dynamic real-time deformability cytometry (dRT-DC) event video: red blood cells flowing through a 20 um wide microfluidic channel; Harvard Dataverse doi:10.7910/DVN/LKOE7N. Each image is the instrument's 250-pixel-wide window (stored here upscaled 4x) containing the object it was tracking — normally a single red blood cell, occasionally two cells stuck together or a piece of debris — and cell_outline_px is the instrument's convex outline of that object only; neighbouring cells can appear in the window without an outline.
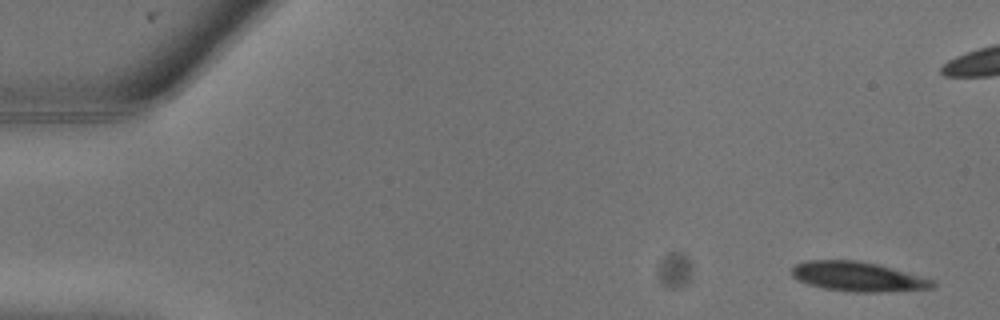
{"species": "common noctule bat (a hibernating species)", "species_latin": "Nyctalus noctula", "temperature_condition": "warm", "stored_images_in_passage": 10, "camera_frame_rate_fps": 3000, "um_per_image_px": 0.085, "animal": {"sex": "male", "body_mass_g": 13.3}, "frame": {"image": 1, "passage_image": 1, "time_ms": 0.0, "image_size_px": [1000, 320], "cell_outline_px": [[936, 284], [932, 288], [880, 292], [852, 292], [824, 288], [808, 284], [792, 276], [792, 268], [796, 264], [804, 260], [860, 260], [892, 268], [936, 280]], "centroid_in_image_um": [72.92, 23.5], "position_along_channel_um": 12.1, "area_um2": 24.22}}
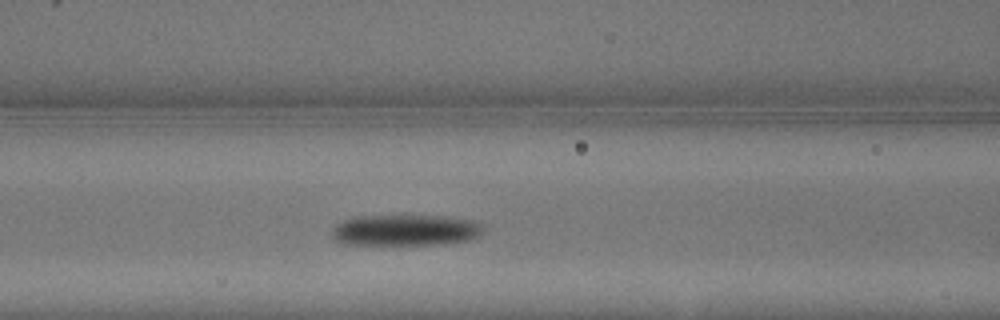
{"frame": {"image": 2, "passage_image": 10, "time_ms": 3.0, "image_size_px": [1000, 320], "cell_outline_px": [[484, 228], [476, 236], [468, 240], [436, 244], [344, 244], [332, 240], [332, 228], [336, 224], [344, 220], [356, 216], [448, 216], [480, 220], [484, 224]], "centroid_in_image_um": [34.47, 19.55], "position_along_channel_um": 132.1, "area_um2": 27.63}}